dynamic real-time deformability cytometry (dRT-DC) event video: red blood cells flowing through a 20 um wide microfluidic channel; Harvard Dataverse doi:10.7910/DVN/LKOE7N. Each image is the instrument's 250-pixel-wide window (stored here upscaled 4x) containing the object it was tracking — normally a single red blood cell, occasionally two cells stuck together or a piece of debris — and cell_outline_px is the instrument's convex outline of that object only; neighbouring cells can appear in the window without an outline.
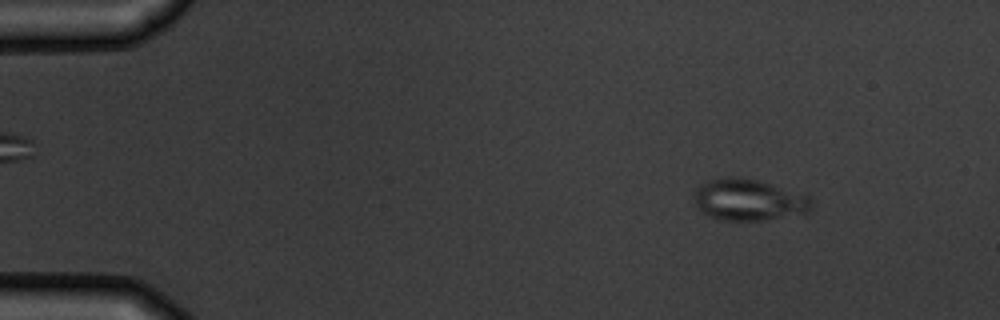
{"species": "common noctule bat (a hibernating species)", "species_latin": "Nyctalus noctula", "temperature_condition": "warm", "stored_images_in_passage": 3, "camera_frame_rate_fps": 3000, "um_per_image_px": 0.085, "animal": {"sex": "male", "body_mass_g": 19.5, "forearm_length_mm": 54.6}, "frame": {"image": 1, "passage_image": 1, "time_ms": 0.0, "image_size_px": [1000, 320], "cell_outline_px": [[812, 208], [808, 212], [760, 220], [720, 220], [708, 216], [696, 208], [692, 196], [692, 192], [700, 184], [708, 180], [732, 176], [740, 176], [756, 180], [808, 196], [812, 200]], "centroid_in_image_um": [63.53, 16.98], "position_along_channel_um": 21.5, "area_um2": 28.32}}